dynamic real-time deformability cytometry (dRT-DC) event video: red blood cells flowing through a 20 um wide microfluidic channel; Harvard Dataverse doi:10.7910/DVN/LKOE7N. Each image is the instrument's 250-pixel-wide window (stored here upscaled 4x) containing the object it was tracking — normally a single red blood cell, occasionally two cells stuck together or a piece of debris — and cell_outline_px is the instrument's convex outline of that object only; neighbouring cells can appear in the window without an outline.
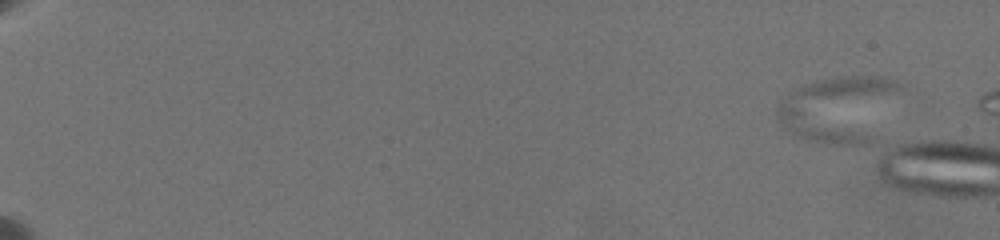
{"species": "common noctule bat (a hibernating species)", "species_latin": "Nyctalus noctula", "temperature_condition": "warm", "stored_images_in_passage": 13, "camera_frame_rate_fps": 3000, "um_per_image_px": 0.085, "animal": {"sex": "female", "body_mass_g": 19.5, "forearm_length_mm": 54.1}, "frame": {"image": 1, "passage_image": 9, "time_ms": 2.333, "image_size_px": [1000, 240], "cell_outline_px": [[896, 84], [868, 140], [864, 144], [840, 144], [816, 140], [804, 136], [796, 132], [784, 124], [776, 108], [788, 96], [812, 84], [824, 80], [848, 76], [876, 76]], "centroid_in_image_um": [71.19, 9.25], "position_along_channel_um": 13.8, "area_um2": 41.85}}